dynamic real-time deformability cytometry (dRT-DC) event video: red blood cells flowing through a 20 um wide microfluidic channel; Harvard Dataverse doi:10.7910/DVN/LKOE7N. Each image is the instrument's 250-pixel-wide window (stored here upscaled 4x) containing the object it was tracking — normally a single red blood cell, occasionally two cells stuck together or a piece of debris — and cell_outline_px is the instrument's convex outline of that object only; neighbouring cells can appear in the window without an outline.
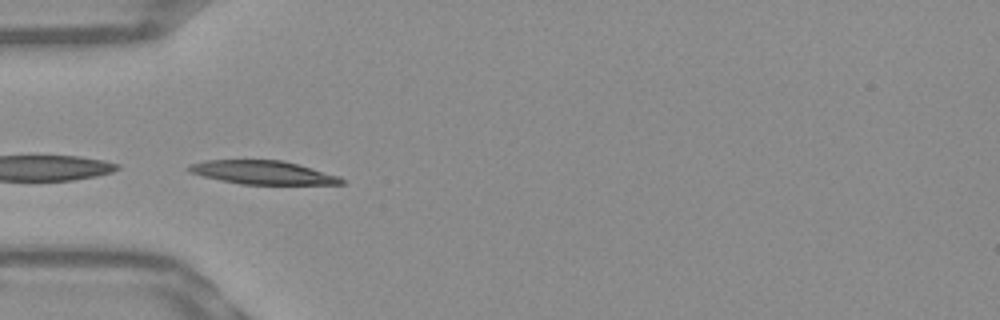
{"species": "Egyptian fruit bat (a non-hibernating species)", "species_latin": "Rousettus aegyptiacus", "temperature_condition": "warm", "stored_images_in_passage": 4, "camera_frame_rate_fps": 3000, "um_per_image_px": 0.085, "frame": {"image": 1, "passage_image": 1, "time_ms": 0.0, "image_size_px": [1000, 320], "cell_outline_px": [[344, 184], [240, 184], [220, 180], [188, 172], [184, 168], [192, 164], [204, 160], [284, 160], [340, 176], [344, 180]], "centroid_in_image_um": [22.32, 14.66], "position_along_channel_um": 62.7, "area_um2": 20.92}}